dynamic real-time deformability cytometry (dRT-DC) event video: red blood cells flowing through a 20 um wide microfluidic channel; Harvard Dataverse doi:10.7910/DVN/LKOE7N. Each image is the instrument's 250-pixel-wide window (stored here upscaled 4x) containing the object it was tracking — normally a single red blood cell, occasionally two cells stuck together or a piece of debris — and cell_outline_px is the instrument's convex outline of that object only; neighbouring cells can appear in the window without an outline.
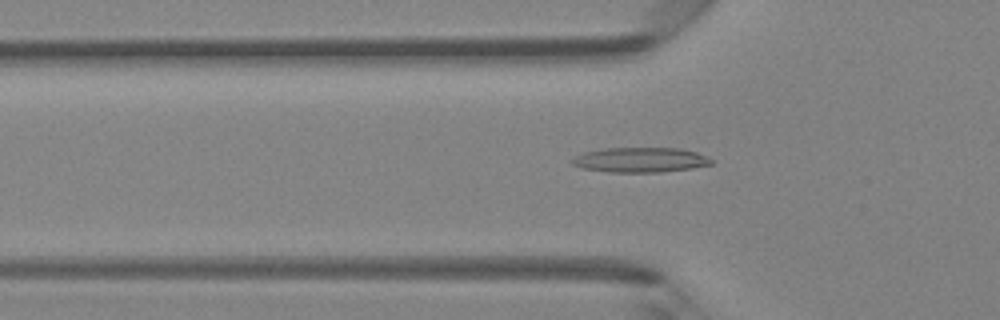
{"species": "Egyptian fruit bat (a non-hibernating species)", "species_latin": "Rousettus aegyptiacus", "temperature_condition": "room temperature", "stored_images_in_passage": 36, "camera_frame_rate_fps": 3000, "um_per_image_px": 0.085, "animal": {"sex": "female"}, "frame": {"image": 1, "passage_image": 5, "time_ms": 1.333, "image_size_px": [1000, 320], "cell_outline_px": [[712, 164], [692, 168], [660, 172], [608, 172], [580, 168], [572, 164], [568, 160], [584, 152], [604, 148], [680, 148], [696, 152], [712, 160]], "centroid_in_image_um": [54.37, 13.59], "position_along_channel_um": 71.4, "area_um2": 20.23}}
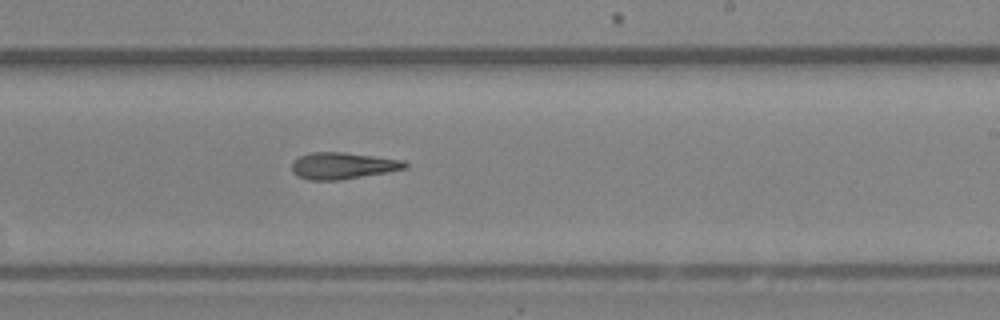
{"frame": {"image": 2, "passage_image": 18, "time_ms": 5.667, "image_size_px": [1000, 320], "cell_outline_px": [[408, 168], [388, 172], [340, 180], [308, 180], [292, 172], [292, 160], [300, 156], [312, 152], [344, 152], [404, 160], [408, 164]], "centroid_in_image_um": [29.15, 14.08], "position_along_channel_um": 259.9, "area_um2": 17.63}}
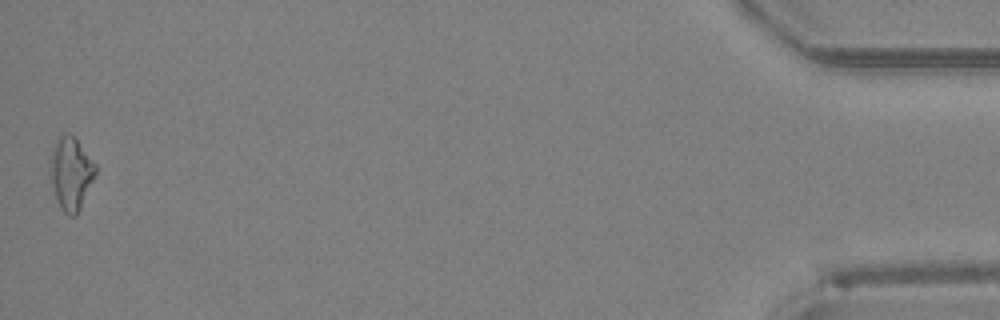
{"frame": {"image": 3, "passage_image": 36, "time_ms": 11.667, "image_size_px": [1000, 320], "cell_outline_px": [[96, 176], [76, 216], [68, 216], [60, 208], [56, 200], [48, 172], [48, 160], [52, 148], [56, 140], [64, 132], [68, 132], [76, 140], [96, 164]], "centroid_in_image_um": [5.99, 14.75], "position_along_channel_um": 429.2, "area_um2": 19.59}}